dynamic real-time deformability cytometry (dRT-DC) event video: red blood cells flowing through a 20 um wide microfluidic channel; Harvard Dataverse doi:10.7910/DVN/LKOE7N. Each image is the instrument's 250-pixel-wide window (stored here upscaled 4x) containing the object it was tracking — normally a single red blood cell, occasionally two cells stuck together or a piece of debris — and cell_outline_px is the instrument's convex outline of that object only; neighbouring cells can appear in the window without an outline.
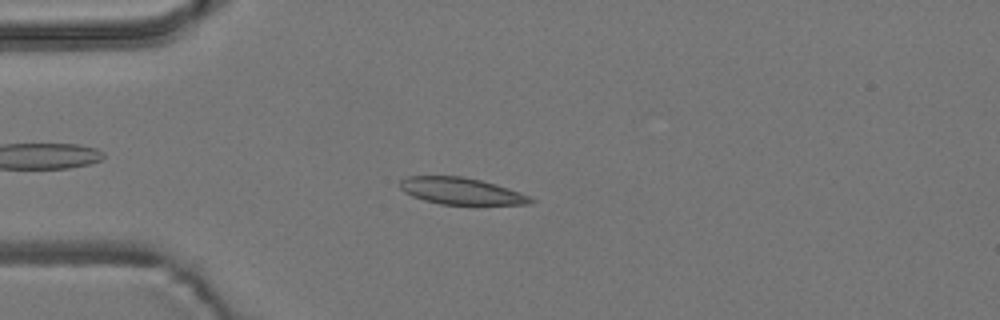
{"species": "common noctule bat (a hibernating species)", "species_latin": "Nyctalus noctula", "temperature_condition": "room temperature", "stored_images_in_passage": 11, "camera_frame_rate_fps": 3000, "um_per_image_px": 0.085, "animal": {"sex": "male", "body_mass_g": 19.2, "forearm_length_mm": 51.8}, "frame": {"image": 1, "passage_image": 5, "time_ms": 5.667, "image_size_px": [1000, 320], "cell_outline_px": [[536, 200], [532, 204], [440, 204], [424, 200], [412, 196], [404, 192], [396, 184], [400, 180], [408, 176], [460, 176], [480, 180], [496, 184], [520, 192]], "centroid_in_image_um": [39.16, 16.23], "position_along_channel_um": 45.8, "area_um2": 20.35}}
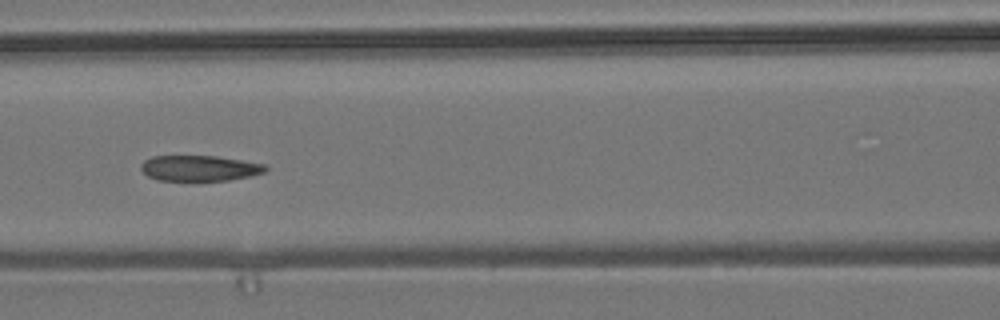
{"frame": {"image": 2, "passage_image": 8, "time_ms": 9.0, "image_size_px": [1000, 320], "cell_outline_px": [[268, 168], [264, 172], [248, 176], [228, 180], [156, 180], [148, 176], [140, 168], [140, 164], [144, 160], [152, 156], [216, 156], [264, 164]], "centroid_in_image_um": [16.91, 14.29], "position_along_channel_um": 149.7, "area_um2": 18.38}}
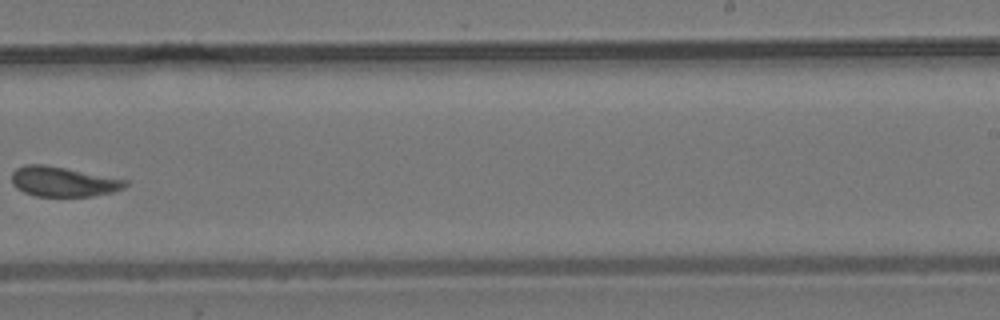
{"frame": {"image": 3, "passage_image": 11, "time_ms": 12.667, "image_size_px": [1000, 320], "cell_outline_px": [[128, 184], [124, 188], [112, 192], [92, 196], [36, 196], [24, 192], [16, 188], [12, 184], [12, 172], [16, 168], [24, 164], [44, 164], [128, 180]], "centroid_in_image_um": [5.34, 15.44], "position_along_channel_um": 283.7, "area_um2": 19.77}}